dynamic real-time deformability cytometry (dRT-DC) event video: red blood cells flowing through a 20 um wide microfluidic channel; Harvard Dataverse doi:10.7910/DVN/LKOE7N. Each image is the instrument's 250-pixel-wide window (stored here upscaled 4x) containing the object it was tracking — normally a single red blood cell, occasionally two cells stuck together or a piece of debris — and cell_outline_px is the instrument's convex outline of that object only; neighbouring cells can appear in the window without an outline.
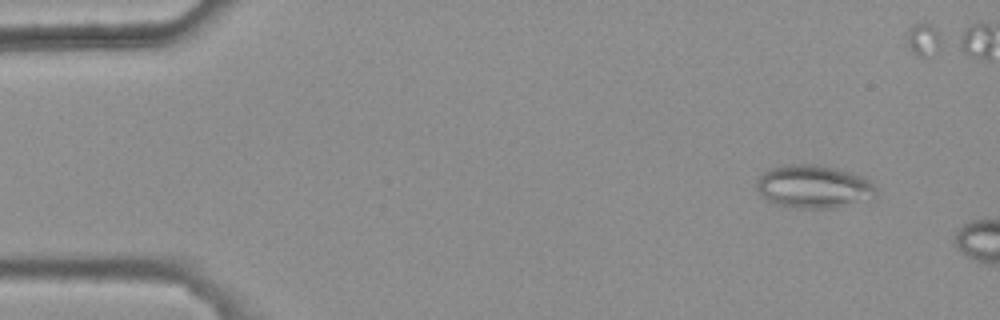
{"species": "common noctule bat (a hibernating species)", "species_latin": "Nyctalus noctula", "temperature_condition": "warm", "stored_images_in_passage": 4, "camera_frame_rate_fps": 3000, "um_per_image_px": 0.085, "animal": {"sex": "female", "body_mass_g": 25.1}, "frame": {"image": 1, "passage_image": 2, "time_ms": 0.333, "image_size_px": [1000, 320], "cell_outline_px": [[876, 192], [832, 208], [800, 208], [776, 204], [768, 200], [756, 188], [756, 180], [768, 168], [784, 164], [816, 164], [836, 168], [864, 176], [876, 188]], "centroid_in_image_um": [69.03, 15.81], "position_along_channel_um": 16.0, "area_um2": 29.13}}